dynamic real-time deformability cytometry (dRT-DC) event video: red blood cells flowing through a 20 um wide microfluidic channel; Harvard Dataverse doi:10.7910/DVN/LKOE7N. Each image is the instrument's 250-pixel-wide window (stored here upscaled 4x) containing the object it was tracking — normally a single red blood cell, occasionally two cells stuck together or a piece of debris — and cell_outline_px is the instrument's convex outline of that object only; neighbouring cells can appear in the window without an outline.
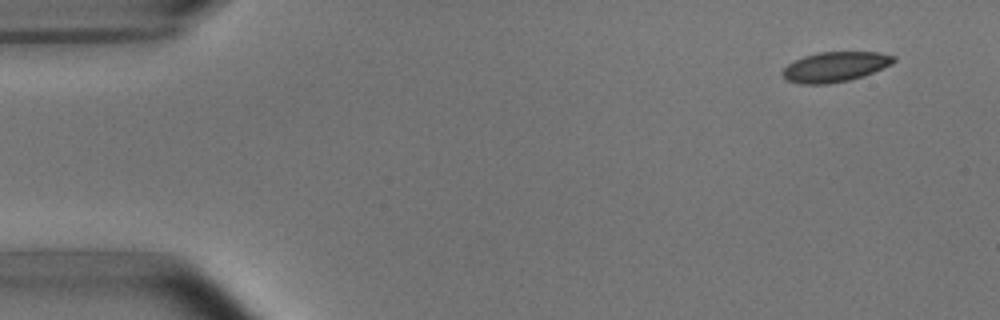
{"species": "common noctule bat (a hibernating species)", "species_latin": "Nyctalus noctula", "temperature_condition": "room temperature", "stored_images_in_passage": 6, "segment_of_instrument_passage": [1, 2], "camera_frame_rate_fps": 3000, "um_per_image_px": 0.085, "animal": {"sex": "male", "body_mass_g": 15.6}, "frame": {"image": 1, "passage_image": 2, "time_ms": 1.0, "image_size_px": [1000, 320], "cell_outline_px": [[896, 60], [892, 64], [864, 76], [848, 80], [828, 84], [800, 84], [788, 80], [780, 72], [788, 64], [804, 56], [816, 52], [880, 52], [896, 56]], "centroid_in_image_um": [71.0, 5.67], "position_along_channel_um": 14.0, "area_um2": 19.48}}
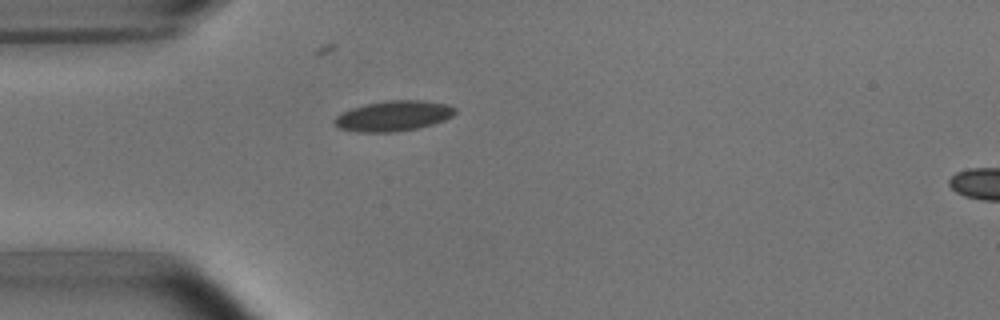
{"frame": {"image": 2, "passage_image": 5, "time_ms": 4.667, "image_size_px": [1000, 320], "cell_outline_px": [[456, 112], [452, 116], [444, 120], [432, 124], [416, 128], [396, 132], [356, 132], [340, 128], [332, 124], [332, 120], [340, 112], [364, 104], [388, 100], [424, 100], [448, 104], [456, 108]], "centroid_in_image_um": [33.41, 9.85], "position_along_channel_um": 51.6, "area_um2": 21.56}}